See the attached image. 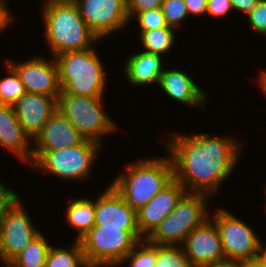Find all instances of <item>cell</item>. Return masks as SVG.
<instances>
[{"label": "cell", "mask_w": 266, "mask_h": 267, "mask_svg": "<svg viewBox=\"0 0 266 267\" xmlns=\"http://www.w3.org/2000/svg\"><path fill=\"white\" fill-rule=\"evenodd\" d=\"M142 240L139 230L94 226L80 242L90 267H117Z\"/></svg>", "instance_id": "ba28073f"}, {"label": "cell", "mask_w": 266, "mask_h": 267, "mask_svg": "<svg viewBox=\"0 0 266 267\" xmlns=\"http://www.w3.org/2000/svg\"><path fill=\"white\" fill-rule=\"evenodd\" d=\"M265 70L264 71L261 70L260 74H258L259 82H257V84L260 86L259 88L266 98V71Z\"/></svg>", "instance_id": "74e56055"}, {"label": "cell", "mask_w": 266, "mask_h": 267, "mask_svg": "<svg viewBox=\"0 0 266 267\" xmlns=\"http://www.w3.org/2000/svg\"><path fill=\"white\" fill-rule=\"evenodd\" d=\"M163 56L140 51L128 56L124 63V75L130 85L146 87L158 85L160 76L164 72Z\"/></svg>", "instance_id": "ffe728a7"}, {"label": "cell", "mask_w": 266, "mask_h": 267, "mask_svg": "<svg viewBox=\"0 0 266 267\" xmlns=\"http://www.w3.org/2000/svg\"><path fill=\"white\" fill-rule=\"evenodd\" d=\"M209 199V200H208ZM212 199L202 193L186 192L174 210L146 239L153 245H182L188 234L210 217L207 202Z\"/></svg>", "instance_id": "52a82bcc"}, {"label": "cell", "mask_w": 266, "mask_h": 267, "mask_svg": "<svg viewBox=\"0 0 266 267\" xmlns=\"http://www.w3.org/2000/svg\"><path fill=\"white\" fill-rule=\"evenodd\" d=\"M209 218L216 224L226 260L238 263L260 257L262 241L251 225L224 208H216Z\"/></svg>", "instance_id": "9c48e42d"}, {"label": "cell", "mask_w": 266, "mask_h": 267, "mask_svg": "<svg viewBox=\"0 0 266 267\" xmlns=\"http://www.w3.org/2000/svg\"><path fill=\"white\" fill-rule=\"evenodd\" d=\"M201 267H237V262L227 260L224 262L213 263V264H209V265H205Z\"/></svg>", "instance_id": "f35d334b"}, {"label": "cell", "mask_w": 266, "mask_h": 267, "mask_svg": "<svg viewBox=\"0 0 266 267\" xmlns=\"http://www.w3.org/2000/svg\"><path fill=\"white\" fill-rule=\"evenodd\" d=\"M260 257L266 263V246L261 243Z\"/></svg>", "instance_id": "ab89813d"}, {"label": "cell", "mask_w": 266, "mask_h": 267, "mask_svg": "<svg viewBox=\"0 0 266 267\" xmlns=\"http://www.w3.org/2000/svg\"><path fill=\"white\" fill-rule=\"evenodd\" d=\"M33 141L25 133L12 105L0 104V148H5L22 163L31 165Z\"/></svg>", "instance_id": "d6986e66"}, {"label": "cell", "mask_w": 266, "mask_h": 267, "mask_svg": "<svg viewBox=\"0 0 266 267\" xmlns=\"http://www.w3.org/2000/svg\"><path fill=\"white\" fill-rule=\"evenodd\" d=\"M233 10L230 0H208L206 15L213 18H224Z\"/></svg>", "instance_id": "d6a6232c"}, {"label": "cell", "mask_w": 266, "mask_h": 267, "mask_svg": "<svg viewBox=\"0 0 266 267\" xmlns=\"http://www.w3.org/2000/svg\"><path fill=\"white\" fill-rule=\"evenodd\" d=\"M85 139L69 120L57 110L33 140V151H54L80 144Z\"/></svg>", "instance_id": "ac0fdd59"}, {"label": "cell", "mask_w": 266, "mask_h": 267, "mask_svg": "<svg viewBox=\"0 0 266 267\" xmlns=\"http://www.w3.org/2000/svg\"><path fill=\"white\" fill-rule=\"evenodd\" d=\"M2 264L4 265V266H2V267H16L13 263H11V262H2Z\"/></svg>", "instance_id": "60d3db41"}, {"label": "cell", "mask_w": 266, "mask_h": 267, "mask_svg": "<svg viewBox=\"0 0 266 267\" xmlns=\"http://www.w3.org/2000/svg\"><path fill=\"white\" fill-rule=\"evenodd\" d=\"M94 200L95 226L138 230L136 213L110 183Z\"/></svg>", "instance_id": "9a60e30c"}, {"label": "cell", "mask_w": 266, "mask_h": 267, "mask_svg": "<svg viewBox=\"0 0 266 267\" xmlns=\"http://www.w3.org/2000/svg\"><path fill=\"white\" fill-rule=\"evenodd\" d=\"M6 3V0H0V34L8 29L9 25H11V21L15 16L10 12V7ZM9 8V9H8Z\"/></svg>", "instance_id": "e575fe53"}, {"label": "cell", "mask_w": 266, "mask_h": 267, "mask_svg": "<svg viewBox=\"0 0 266 267\" xmlns=\"http://www.w3.org/2000/svg\"><path fill=\"white\" fill-rule=\"evenodd\" d=\"M245 17L252 33L266 36V0H259L256 7Z\"/></svg>", "instance_id": "f546056e"}, {"label": "cell", "mask_w": 266, "mask_h": 267, "mask_svg": "<svg viewBox=\"0 0 266 267\" xmlns=\"http://www.w3.org/2000/svg\"><path fill=\"white\" fill-rule=\"evenodd\" d=\"M127 165L110 184L135 213L174 179L170 155L140 158Z\"/></svg>", "instance_id": "3957f363"}, {"label": "cell", "mask_w": 266, "mask_h": 267, "mask_svg": "<svg viewBox=\"0 0 266 267\" xmlns=\"http://www.w3.org/2000/svg\"><path fill=\"white\" fill-rule=\"evenodd\" d=\"M161 10L168 26L174 29L179 28L189 16L184 0H164Z\"/></svg>", "instance_id": "83f0119b"}, {"label": "cell", "mask_w": 266, "mask_h": 267, "mask_svg": "<svg viewBox=\"0 0 266 267\" xmlns=\"http://www.w3.org/2000/svg\"><path fill=\"white\" fill-rule=\"evenodd\" d=\"M157 261V245L146 239L139 241L117 266L128 262V267H155Z\"/></svg>", "instance_id": "484cf974"}, {"label": "cell", "mask_w": 266, "mask_h": 267, "mask_svg": "<svg viewBox=\"0 0 266 267\" xmlns=\"http://www.w3.org/2000/svg\"><path fill=\"white\" fill-rule=\"evenodd\" d=\"M181 246L192 267L227 261L218 229L210 218L194 228Z\"/></svg>", "instance_id": "4fadbf2b"}, {"label": "cell", "mask_w": 266, "mask_h": 267, "mask_svg": "<svg viewBox=\"0 0 266 267\" xmlns=\"http://www.w3.org/2000/svg\"><path fill=\"white\" fill-rule=\"evenodd\" d=\"M237 267H266V263L261 259V257H258L238 262Z\"/></svg>", "instance_id": "8d00e7d4"}, {"label": "cell", "mask_w": 266, "mask_h": 267, "mask_svg": "<svg viewBox=\"0 0 266 267\" xmlns=\"http://www.w3.org/2000/svg\"><path fill=\"white\" fill-rule=\"evenodd\" d=\"M132 20L138 22L139 32L169 27L161 8L137 13L130 19V23Z\"/></svg>", "instance_id": "f1b7e54d"}, {"label": "cell", "mask_w": 266, "mask_h": 267, "mask_svg": "<svg viewBox=\"0 0 266 267\" xmlns=\"http://www.w3.org/2000/svg\"><path fill=\"white\" fill-rule=\"evenodd\" d=\"M51 247L41 232L12 261L16 267H45L46 256Z\"/></svg>", "instance_id": "cb8c5ba5"}, {"label": "cell", "mask_w": 266, "mask_h": 267, "mask_svg": "<svg viewBox=\"0 0 266 267\" xmlns=\"http://www.w3.org/2000/svg\"><path fill=\"white\" fill-rule=\"evenodd\" d=\"M12 106L23 130L33 141L57 110V100L51 96L26 92Z\"/></svg>", "instance_id": "2e32d148"}, {"label": "cell", "mask_w": 266, "mask_h": 267, "mask_svg": "<svg viewBox=\"0 0 266 267\" xmlns=\"http://www.w3.org/2000/svg\"><path fill=\"white\" fill-rule=\"evenodd\" d=\"M102 145L85 139L76 146L54 151H33L31 165L36 171L65 181L84 182L94 171V161ZM92 170V171H91Z\"/></svg>", "instance_id": "5b68a950"}, {"label": "cell", "mask_w": 266, "mask_h": 267, "mask_svg": "<svg viewBox=\"0 0 266 267\" xmlns=\"http://www.w3.org/2000/svg\"><path fill=\"white\" fill-rule=\"evenodd\" d=\"M176 29L164 27L161 29L139 32L138 39L144 48L142 51L159 55H166L176 42Z\"/></svg>", "instance_id": "603a6c76"}, {"label": "cell", "mask_w": 266, "mask_h": 267, "mask_svg": "<svg viewBox=\"0 0 266 267\" xmlns=\"http://www.w3.org/2000/svg\"><path fill=\"white\" fill-rule=\"evenodd\" d=\"M65 210L68 226L77 230L75 240H80L95 226V201L91 198H73Z\"/></svg>", "instance_id": "44dd1931"}, {"label": "cell", "mask_w": 266, "mask_h": 267, "mask_svg": "<svg viewBox=\"0 0 266 267\" xmlns=\"http://www.w3.org/2000/svg\"><path fill=\"white\" fill-rule=\"evenodd\" d=\"M17 191L7 187L0 181V217L10 209L20 198Z\"/></svg>", "instance_id": "1f68e13d"}, {"label": "cell", "mask_w": 266, "mask_h": 267, "mask_svg": "<svg viewBox=\"0 0 266 267\" xmlns=\"http://www.w3.org/2000/svg\"><path fill=\"white\" fill-rule=\"evenodd\" d=\"M164 0H127L129 20L137 13L161 8Z\"/></svg>", "instance_id": "4dcf8cb0"}, {"label": "cell", "mask_w": 266, "mask_h": 267, "mask_svg": "<svg viewBox=\"0 0 266 267\" xmlns=\"http://www.w3.org/2000/svg\"><path fill=\"white\" fill-rule=\"evenodd\" d=\"M157 86L172 100L185 106L187 104L196 109L207 106V91L205 92L186 71L165 68Z\"/></svg>", "instance_id": "e0dca14e"}, {"label": "cell", "mask_w": 266, "mask_h": 267, "mask_svg": "<svg viewBox=\"0 0 266 267\" xmlns=\"http://www.w3.org/2000/svg\"><path fill=\"white\" fill-rule=\"evenodd\" d=\"M81 17L99 40L126 29L127 0H73Z\"/></svg>", "instance_id": "8fae6325"}, {"label": "cell", "mask_w": 266, "mask_h": 267, "mask_svg": "<svg viewBox=\"0 0 266 267\" xmlns=\"http://www.w3.org/2000/svg\"><path fill=\"white\" fill-rule=\"evenodd\" d=\"M68 248L51 245L45 267H90L86 262L80 240H75Z\"/></svg>", "instance_id": "7402d4cb"}, {"label": "cell", "mask_w": 266, "mask_h": 267, "mask_svg": "<svg viewBox=\"0 0 266 267\" xmlns=\"http://www.w3.org/2000/svg\"><path fill=\"white\" fill-rule=\"evenodd\" d=\"M67 51L54 56L64 94L105 97L107 76L97 50Z\"/></svg>", "instance_id": "277c9868"}, {"label": "cell", "mask_w": 266, "mask_h": 267, "mask_svg": "<svg viewBox=\"0 0 266 267\" xmlns=\"http://www.w3.org/2000/svg\"><path fill=\"white\" fill-rule=\"evenodd\" d=\"M259 0H230L233 10L237 13L242 12V15H247L257 5Z\"/></svg>", "instance_id": "d590c367"}, {"label": "cell", "mask_w": 266, "mask_h": 267, "mask_svg": "<svg viewBox=\"0 0 266 267\" xmlns=\"http://www.w3.org/2000/svg\"><path fill=\"white\" fill-rule=\"evenodd\" d=\"M4 62L8 75L0 79V104L13 105L26 90L15 69L7 61Z\"/></svg>", "instance_id": "d4e9b609"}, {"label": "cell", "mask_w": 266, "mask_h": 267, "mask_svg": "<svg viewBox=\"0 0 266 267\" xmlns=\"http://www.w3.org/2000/svg\"><path fill=\"white\" fill-rule=\"evenodd\" d=\"M186 193L185 188L175 178L158 192L136 213L137 227L143 239H147L154 230L176 207Z\"/></svg>", "instance_id": "5bb4252c"}, {"label": "cell", "mask_w": 266, "mask_h": 267, "mask_svg": "<svg viewBox=\"0 0 266 267\" xmlns=\"http://www.w3.org/2000/svg\"><path fill=\"white\" fill-rule=\"evenodd\" d=\"M189 16H206L208 0H184Z\"/></svg>", "instance_id": "836d02e7"}, {"label": "cell", "mask_w": 266, "mask_h": 267, "mask_svg": "<svg viewBox=\"0 0 266 267\" xmlns=\"http://www.w3.org/2000/svg\"><path fill=\"white\" fill-rule=\"evenodd\" d=\"M51 58L37 55L20 63L11 59L6 61L19 75L27 93L51 96L58 101L61 93L58 67L55 58Z\"/></svg>", "instance_id": "7c38bea8"}, {"label": "cell", "mask_w": 266, "mask_h": 267, "mask_svg": "<svg viewBox=\"0 0 266 267\" xmlns=\"http://www.w3.org/2000/svg\"><path fill=\"white\" fill-rule=\"evenodd\" d=\"M103 99L104 97L64 94L61 91L57 101V108L83 138L102 146L103 138L118 130L116 120L104 110L106 99Z\"/></svg>", "instance_id": "8992f818"}, {"label": "cell", "mask_w": 266, "mask_h": 267, "mask_svg": "<svg viewBox=\"0 0 266 267\" xmlns=\"http://www.w3.org/2000/svg\"><path fill=\"white\" fill-rule=\"evenodd\" d=\"M155 267H192L180 245H157Z\"/></svg>", "instance_id": "4316f807"}, {"label": "cell", "mask_w": 266, "mask_h": 267, "mask_svg": "<svg viewBox=\"0 0 266 267\" xmlns=\"http://www.w3.org/2000/svg\"><path fill=\"white\" fill-rule=\"evenodd\" d=\"M210 135L204 132L183 135L170 131L164 144L173 163L174 178L186 192L212 198L238 165L243 150L235 137Z\"/></svg>", "instance_id": "6da1fadb"}, {"label": "cell", "mask_w": 266, "mask_h": 267, "mask_svg": "<svg viewBox=\"0 0 266 267\" xmlns=\"http://www.w3.org/2000/svg\"><path fill=\"white\" fill-rule=\"evenodd\" d=\"M25 210L19 199L0 217V263L11 262L41 233Z\"/></svg>", "instance_id": "30bf717a"}, {"label": "cell", "mask_w": 266, "mask_h": 267, "mask_svg": "<svg viewBox=\"0 0 266 267\" xmlns=\"http://www.w3.org/2000/svg\"><path fill=\"white\" fill-rule=\"evenodd\" d=\"M42 6L43 34L51 56L86 50L101 41L84 22L73 0H45Z\"/></svg>", "instance_id": "7a4b0ae2"}]
</instances>
